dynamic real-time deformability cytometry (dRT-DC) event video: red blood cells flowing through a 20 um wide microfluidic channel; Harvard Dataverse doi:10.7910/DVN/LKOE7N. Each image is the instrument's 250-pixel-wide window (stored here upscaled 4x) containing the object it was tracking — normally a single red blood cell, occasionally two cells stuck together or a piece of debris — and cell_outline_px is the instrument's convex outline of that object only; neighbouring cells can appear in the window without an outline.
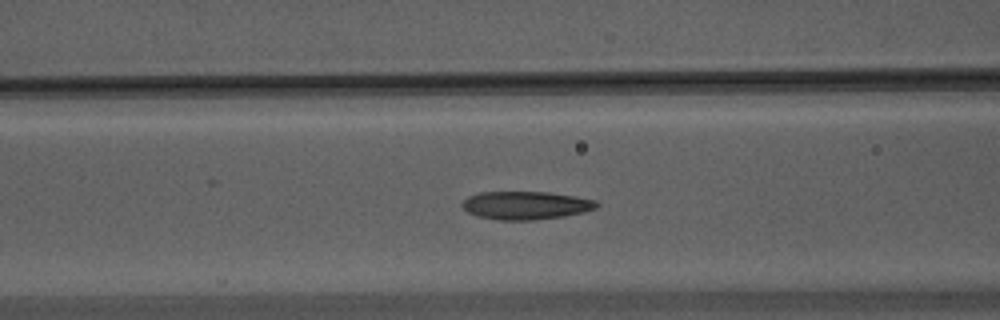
{"species": "Egyptian fruit bat (a non-hibernating species)", "species_latin": "Rousettus aegyptiacus", "temperature_condition": "warm", "stored_images_in_passage": 45, "camera_frame_rate_fps": 3000, "um_per_image_px": 0.085, "animal": {"sex": "male"}, "frame": {"image": 1, "passage_image": 22, "time_ms": 7.0, "image_size_px": [1000, 320], "cell_outline_px": [[600, 204], [596, 208], [584, 212], [564, 216], [532, 220], [500, 220], [476, 216], [468, 212], [460, 204], [468, 196], [480, 192], [548, 192], [576, 196], [596, 200]], "centroid_in_image_um": [44.7, 17.45], "position_along_channel_um": 121.9, "area_um2": 22.14}}
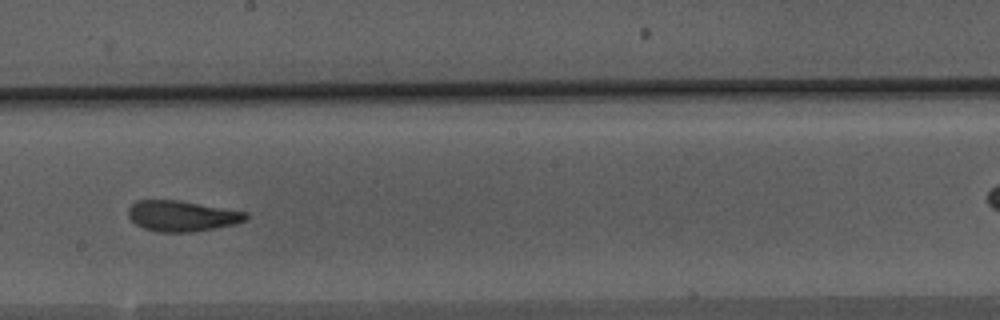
{"frame": {"image": 2, "passage_image": 31, "time_ms": 10.0, "image_size_px": [1000, 320], "cell_outline_px": [[248, 216], [244, 220], [236, 224], [216, 228], [192, 232], [156, 232], [144, 228], [136, 224], [128, 216], [128, 208], [136, 200], [176, 200], [248, 212]], "centroid_in_image_um": [15.45, 18.36], "position_along_channel_um": 232.7, "area_um2": 20.98}}
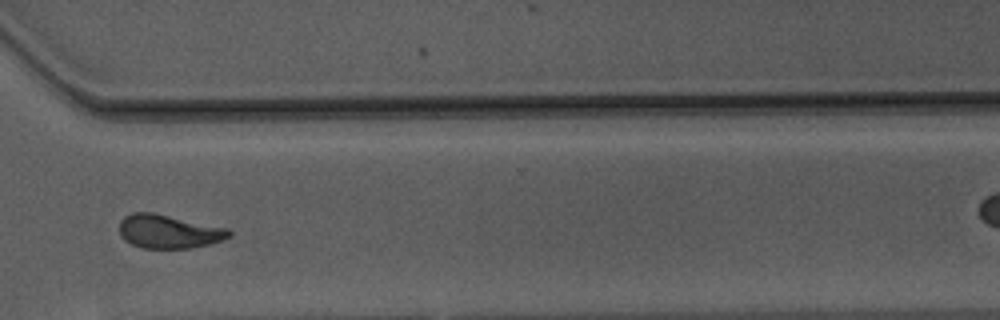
{"frame": {"image": 3, "passage_image": 41, "time_ms": 13.333, "image_size_px": [1000, 320], "cell_outline_px": [[232, 236], [212, 244], [192, 248], [140, 248], [124, 240], [120, 236], [120, 220], [124, 216], [132, 212], [152, 212], [228, 228], [232, 232]], "centroid_in_image_um": [14.35, 19.68], "position_along_channel_um": 356.3, "area_um2": 21.73}, "authors_computed_cell_mechanics": {"area_um2": 21.7328, "velocity_mm_per_s": 3.6989, "shape_relaxation_time_tau1_ms": 5.9194, "shape_relaxation_time_tau2_ms": 2.3533, "deformation_change_tau1": 0.2096, "deformation_change_tau2": 0.1048}}